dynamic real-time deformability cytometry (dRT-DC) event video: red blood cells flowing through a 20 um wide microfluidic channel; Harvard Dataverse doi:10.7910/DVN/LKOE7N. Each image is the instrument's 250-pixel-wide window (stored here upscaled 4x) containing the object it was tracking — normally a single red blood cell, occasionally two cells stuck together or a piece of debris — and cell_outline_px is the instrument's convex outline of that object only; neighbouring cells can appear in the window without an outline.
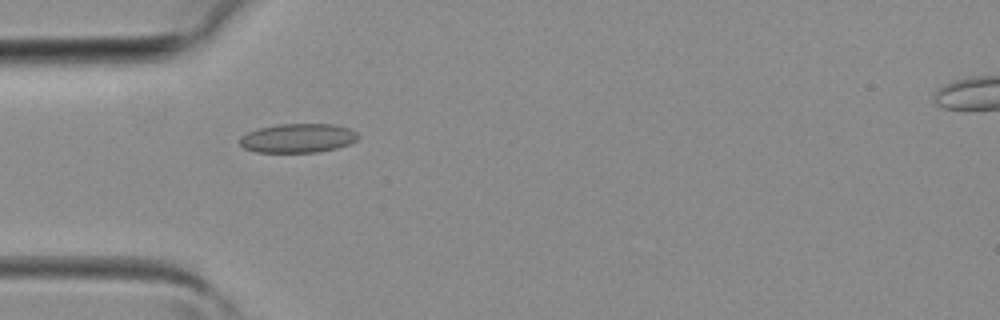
{"species": "common noctule bat (a hibernating species)", "species_latin": "Nyctalus noctula", "temperature_condition": "room temperature", "stored_images_in_passage": 32, "camera_frame_rate_fps": 3000, "um_per_image_px": 0.085, "animal": {"sex": "female", "body_mass_g": 19.3, "forearm_length_mm": 54.1}, "frame": {"image": 1, "passage_image": 5, "time_ms": 1.333, "image_size_px": [1000, 320], "cell_outline_px": [[360, 136], [356, 140], [348, 144], [336, 148], [320, 152], [256, 152], [244, 148], [240, 144], [240, 136], [248, 132], [260, 128], [276, 124], [332, 124], [348, 128], [356, 132]], "centroid_in_image_um": [25.31, 11.74], "position_along_channel_um": 59.7, "area_um2": 20.0}}
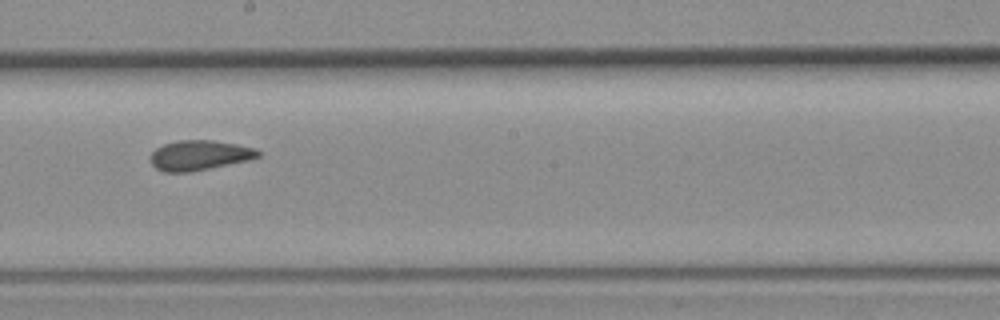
{"frame": {"image": 2, "passage_image": 15, "time_ms": 4.667, "image_size_px": [1000, 320], "cell_outline_px": [[260, 156], [252, 160], [188, 172], [164, 172], [156, 168], [152, 164], [152, 152], [156, 148], [164, 144], [176, 140], [212, 140], [236, 144], [256, 148], [260, 152]], "centroid_in_image_um": [16.99, 13.19], "position_along_channel_um": 231.2, "area_um2": 18.79}}
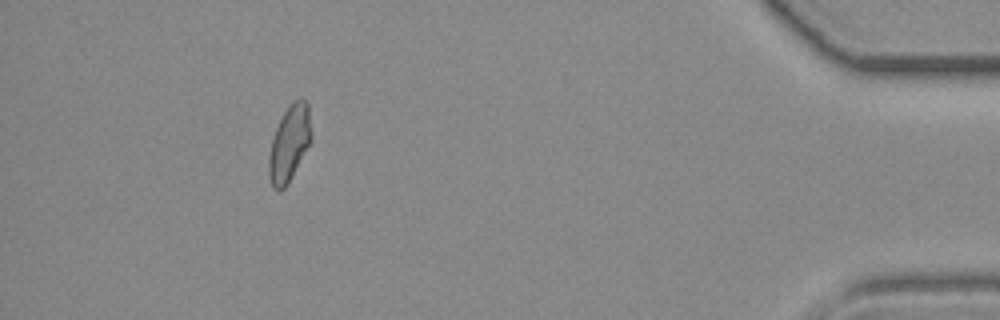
{"frame": {"image": 3, "passage_image": 29, "time_ms": 9.333, "image_size_px": [1000, 320], "cell_outline_px": [[312, 140], [288, 184], [280, 192], [272, 188], [268, 176], [268, 156], [272, 140], [276, 128], [288, 104], [292, 100], [300, 96], [308, 104], [312, 136]], "centroid_in_image_um": [24.59, 12.19], "position_along_channel_um": 410.6, "area_um2": 19.13}}